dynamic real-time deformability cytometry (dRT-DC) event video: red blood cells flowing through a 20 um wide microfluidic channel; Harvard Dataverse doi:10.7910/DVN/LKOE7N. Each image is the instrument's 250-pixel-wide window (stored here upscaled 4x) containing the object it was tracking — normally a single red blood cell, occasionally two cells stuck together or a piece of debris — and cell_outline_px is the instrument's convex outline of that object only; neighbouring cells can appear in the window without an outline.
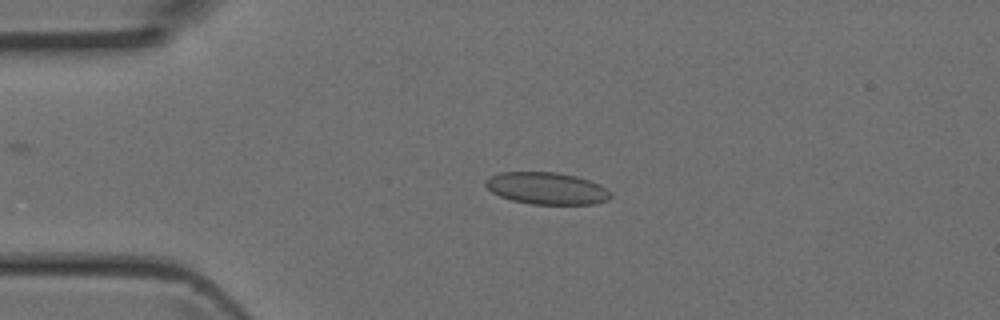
{"species": "Egyptian fruit bat (a non-hibernating species)", "species_latin": "Rousettus aegyptiacus", "temperature_condition": "room temperature", "stored_images_in_passage": 3, "camera_frame_rate_fps": 3000, "um_per_image_px": 0.085, "animal": {"sex": "female"}, "frame": {"image": 1, "passage_image": 2, "time_ms": 0.333, "image_size_px": [1000, 320], "cell_outline_px": [[612, 196], [608, 200], [596, 204], [532, 204], [512, 200], [500, 196], [492, 192], [484, 184], [484, 180], [500, 172], [556, 172], [576, 176], [600, 184], [612, 192]], "centroid_in_image_um": [46.5, 16.01], "position_along_channel_um": 38.5, "area_um2": 23.41}}